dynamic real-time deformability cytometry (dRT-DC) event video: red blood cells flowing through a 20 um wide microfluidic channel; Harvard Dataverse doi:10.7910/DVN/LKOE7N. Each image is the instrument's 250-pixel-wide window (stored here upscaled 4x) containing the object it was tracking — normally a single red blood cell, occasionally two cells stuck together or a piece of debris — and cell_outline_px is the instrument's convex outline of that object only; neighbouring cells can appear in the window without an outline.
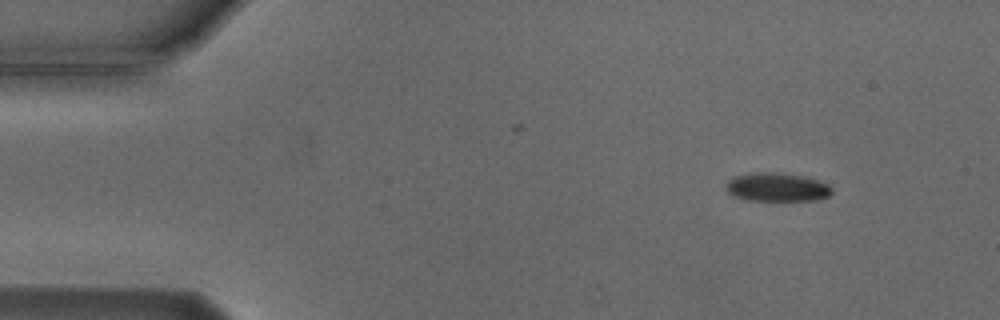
{"species": "Egyptian fruit bat (a non-hibernating species)", "species_latin": "Rousettus aegyptiacus", "temperature_condition": "cold", "stored_images_in_passage": 4, "camera_frame_rate_fps": 3000, "um_per_image_px": 0.085, "animal": {"sex": "male"}, "frame": {"image": 1, "passage_image": 1, "time_ms": 0.0, "image_size_px": [1000, 320], "cell_outline_px": [[832, 192], [828, 196], [816, 200], [748, 200], [732, 196], [724, 188], [724, 184], [728, 180], [736, 176], [752, 172], [772, 172], [796, 176], [816, 180], [828, 184], [832, 188]], "centroid_in_image_um": [65.97, 15.92], "position_along_channel_um": 19.0, "area_um2": 17.46}}
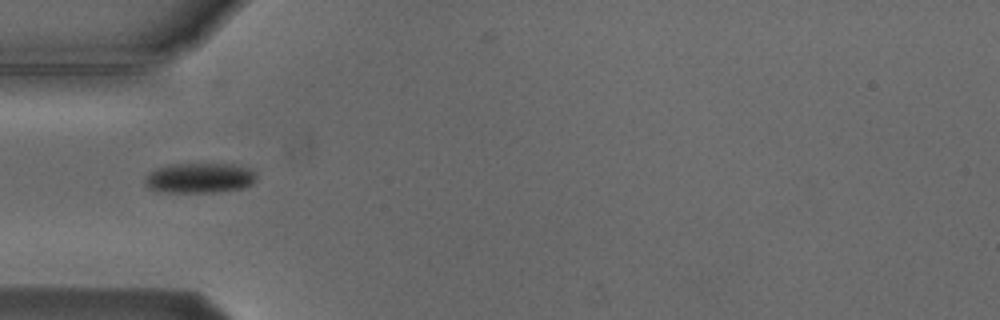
{"frame": {"image": 2, "passage_image": 4, "time_ms": 3.667, "image_size_px": [1000, 320], "cell_outline_px": [[256, 180], [252, 184], [244, 188], [216, 192], [156, 192], [148, 188], [144, 184], [144, 176], [156, 168], [168, 164], [240, 164], [252, 168], [256, 172]], "centroid_in_image_um": [16.97, 15.12], "position_along_channel_um": 68.0, "area_um2": 20.11}}